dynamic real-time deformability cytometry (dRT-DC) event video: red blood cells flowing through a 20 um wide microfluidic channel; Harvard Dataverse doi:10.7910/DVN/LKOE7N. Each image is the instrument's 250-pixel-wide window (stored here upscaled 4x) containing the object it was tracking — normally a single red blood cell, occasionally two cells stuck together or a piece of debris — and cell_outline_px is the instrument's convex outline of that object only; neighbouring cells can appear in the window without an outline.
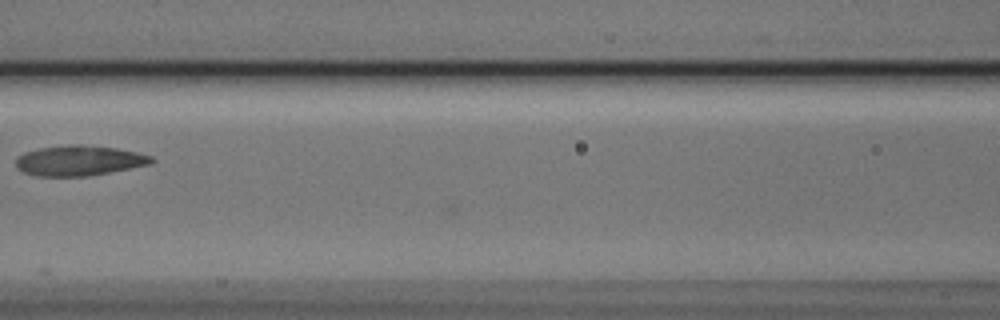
{"species": "Egyptian fruit bat (a non-hibernating species)", "species_latin": "Rousettus aegyptiacus", "temperature_condition": "cold", "stored_images_in_passage": 5, "camera_frame_rate_fps": 3000, "um_per_image_px": 0.085, "animal": {"sex": "male"}, "frame": {"image": 1, "passage_image": 5, "time_ms": 1.333, "image_size_px": [1000, 320], "cell_outline_px": [[156, 160], [152, 164], [88, 176], [36, 176], [24, 172], [16, 168], [16, 160], [24, 152], [40, 148], [68, 144], [84, 144], [116, 148], [136, 152], [152, 156]], "centroid_in_image_um": [6.75, 13.64], "position_along_channel_um": 159.9, "area_um2": 23.99}}